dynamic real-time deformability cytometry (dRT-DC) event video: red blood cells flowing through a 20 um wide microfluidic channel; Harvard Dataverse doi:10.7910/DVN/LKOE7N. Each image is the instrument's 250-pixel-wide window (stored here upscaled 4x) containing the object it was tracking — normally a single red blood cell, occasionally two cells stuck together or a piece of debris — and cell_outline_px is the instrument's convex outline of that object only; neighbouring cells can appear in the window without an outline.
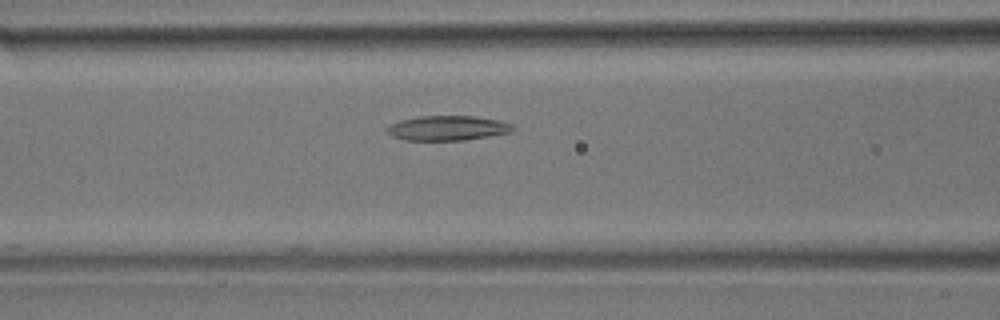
{"species": "common noctule bat (a hibernating species)", "species_latin": "Nyctalus noctula", "temperature_condition": "room temperature", "stored_images_in_passage": 40, "camera_frame_rate_fps": 3000, "um_per_image_px": 0.085, "animal": {"sex": "male", "body_mass_g": 17.9}, "frame": {"image": 1, "passage_image": 10, "time_ms": 3.0, "image_size_px": [1000, 320], "cell_outline_px": [[516, 128], [512, 132], [464, 140], [404, 140], [392, 136], [384, 128], [388, 124], [400, 120], [416, 116], [476, 116], [500, 120], [512, 124]], "centroid_in_image_um": [38.03, 10.88], "position_along_channel_um": 128.6, "area_um2": 18.38}}
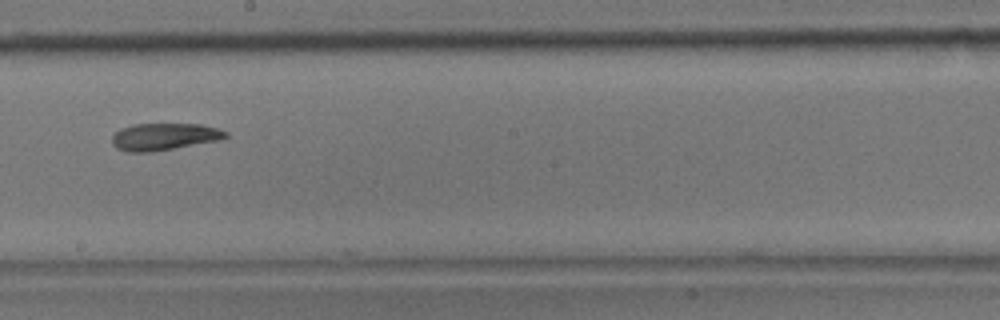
{"frame": {"image": 2, "passage_image": 18, "time_ms": 5.667, "image_size_px": [1000, 320], "cell_outline_px": [[228, 136], [220, 140], [152, 152], [128, 152], [116, 148], [112, 144], [112, 136], [120, 128], [132, 124], [200, 124], [220, 128], [228, 132]], "centroid_in_image_um": [13.96, 11.61], "position_along_channel_um": 234.2, "area_um2": 18.09}}
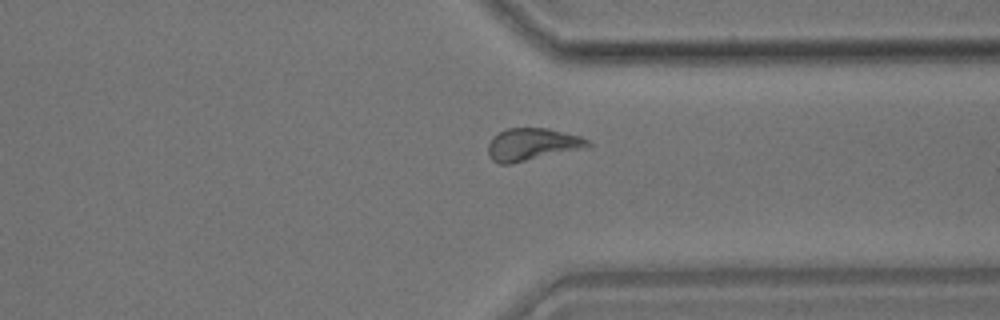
{"frame": {"image": 3, "passage_image": 28, "time_ms": 9.0, "image_size_px": [1000, 320], "cell_outline_px": [[592, 144], [588, 148], [508, 164], [500, 164], [492, 160], [488, 152], [488, 144], [492, 136], [496, 132], [504, 128], [548, 128], [580, 136], [588, 140]], "centroid_in_image_um": [45.23, 12.26], "position_along_channel_um": 366.2, "area_um2": 19.02}}